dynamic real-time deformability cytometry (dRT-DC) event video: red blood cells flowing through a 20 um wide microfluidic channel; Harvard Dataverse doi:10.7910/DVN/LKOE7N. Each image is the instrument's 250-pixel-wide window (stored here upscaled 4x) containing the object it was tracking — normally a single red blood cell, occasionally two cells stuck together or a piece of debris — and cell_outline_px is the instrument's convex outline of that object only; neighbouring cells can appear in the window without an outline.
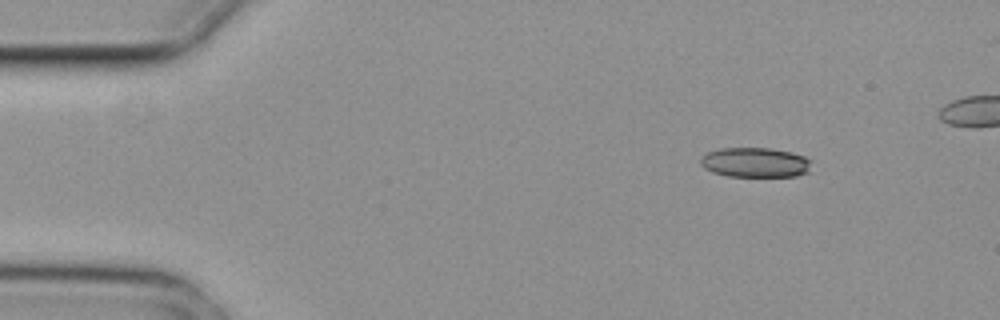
{"species": "common noctule bat (a hibernating species)", "species_latin": "Nyctalus noctula", "temperature_condition": "cold", "stored_images_in_passage": 4, "camera_frame_rate_fps": 3000, "um_per_image_px": 0.085, "animal": {"sex": "female", "body_mass_g": 29.2, "forearm_length_mm": 56.3}, "frame": {"image": 1, "passage_image": 1, "time_ms": 0.0, "image_size_px": [1000, 320], "cell_outline_px": [[812, 160], [808, 172], [796, 176], [728, 176], [712, 172], [704, 168], [700, 164], [700, 156], [708, 152], [720, 148], [768, 148], [792, 152], [804, 156]], "centroid_in_image_um": [64.18, 13.8], "position_along_channel_um": 20.8, "area_um2": 19.36}}